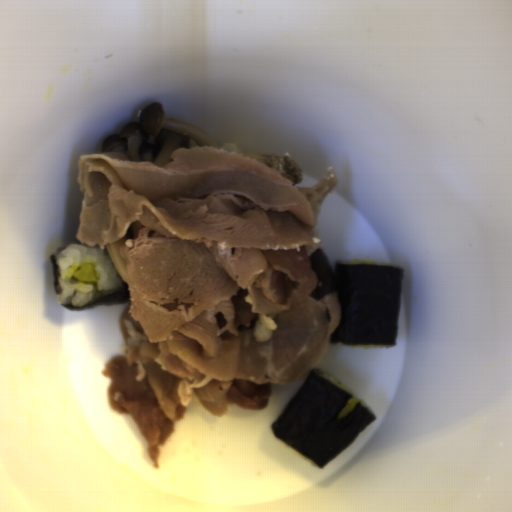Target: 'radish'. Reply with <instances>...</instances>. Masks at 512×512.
<instances>
[{
	"label": "radish",
	"mask_w": 512,
	"mask_h": 512,
	"mask_svg": "<svg viewBox=\"0 0 512 512\" xmlns=\"http://www.w3.org/2000/svg\"><path fill=\"white\" fill-rule=\"evenodd\" d=\"M351 262H352V264L364 263V265H371L372 263H374V261H371V260H355V259H352Z\"/></svg>",
	"instance_id": "obj_3"
},
{
	"label": "radish",
	"mask_w": 512,
	"mask_h": 512,
	"mask_svg": "<svg viewBox=\"0 0 512 512\" xmlns=\"http://www.w3.org/2000/svg\"><path fill=\"white\" fill-rule=\"evenodd\" d=\"M74 279L80 281L97 282L99 281L93 264L84 263L71 274Z\"/></svg>",
	"instance_id": "obj_1"
},
{
	"label": "radish",
	"mask_w": 512,
	"mask_h": 512,
	"mask_svg": "<svg viewBox=\"0 0 512 512\" xmlns=\"http://www.w3.org/2000/svg\"><path fill=\"white\" fill-rule=\"evenodd\" d=\"M351 347H362L363 349H366V348H380L382 347L383 345H351Z\"/></svg>",
	"instance_id": "obj_4"
},
{
	"label": "radish",
	"mask_w": 512,
	"mask_h": 512,
	"mask_svg": "<svg viewBox=\"0 0 512 512\" xmlns=\"http://www.w3.org/2000/svg\"><path fill=\"white\" fill-rule=\"evenodd\" d=\"M356 403L362 404V402L360 400H358L357 398H355L354 396L351 395L350 400L342 408V410L338 413L337 419H340V418L350 415Z\"/></svg>",
	"instance_id": "obj_2"
}]
</instances>
